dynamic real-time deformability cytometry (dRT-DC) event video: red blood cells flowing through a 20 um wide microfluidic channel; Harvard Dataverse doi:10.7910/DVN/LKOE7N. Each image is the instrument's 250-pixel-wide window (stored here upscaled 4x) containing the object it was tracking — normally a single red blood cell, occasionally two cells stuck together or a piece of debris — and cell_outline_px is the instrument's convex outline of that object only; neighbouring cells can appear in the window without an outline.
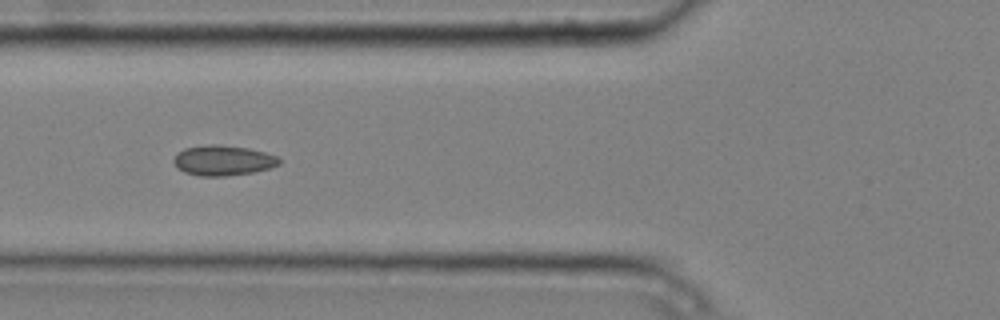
{"species": "common noctule bat (a hibernating species)", "species_latin": "Nyctalus noctula", "temperature_condition": "cold", "stored_images_in_passage": 9, "camera_frame_rate_fps": 3000, "um_per_image_px": 0.085, "animal": {"sex": "male", "body_mass_g": 20.4}, "frame": {"image": 1, "passage_image": 6, "time_ms": 1.667, "image_size_px": [1000, 320], "cell_outline_px": [[280, 164], [272, 168], [252, 172], [224, 176], [200, 176], [184, 172], [176, 168], [172, 160], [176, 152], [184, 148], [208, 144], [216, 144], [248, 148], [264, 152], [276, 156], [280, 160]], "centroid_in_image_um": [18.91, 13.63], "position_along_channel_um": 106.9, "area_um2": 18.73}}
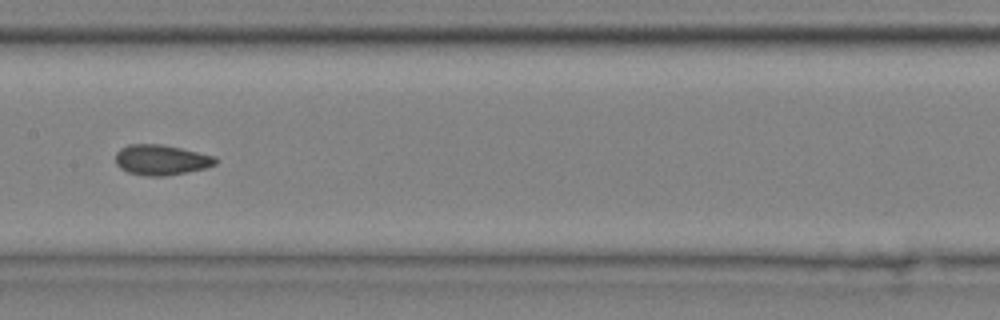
{"frame": {"image": 2, "passage_image": 8, "time_ms": 2.333, "image_size_px": [1000, 320], "cell_outline_px": [[216, 164], [204, 168], [164, 176], [148, 176], [128, 172], [120, 168], [116, 164], [116, 152], [120, 148], [128, 144], [160, 144], [180, 148], [216, 156]], "centroid_in_image_um": [13.67, 13.58], "position_along_channel_um": 193.7, "area_um2": 17.51}}
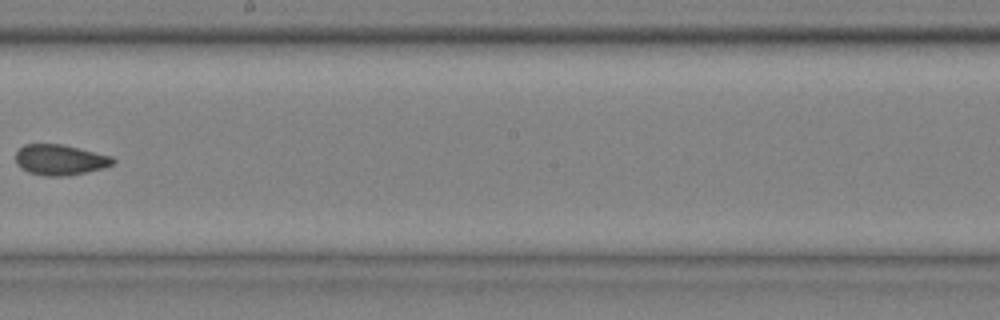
{"frame": {"image": 3, "passage_image": 9, "time_ms": 2.667, "image_size_px": [1000, 320], "cell_outline_px": [[116, 160], [112, 164], [104, 168], [68, 176], [44, 176], [28, 172], [16, 164], [16, 152], [24, 144], [64, 144], [112, 156]], "centroid_in_image_um": [5.11, 13.58], "position_along_channel_um": 243.1, "area_um2": 17.46}}